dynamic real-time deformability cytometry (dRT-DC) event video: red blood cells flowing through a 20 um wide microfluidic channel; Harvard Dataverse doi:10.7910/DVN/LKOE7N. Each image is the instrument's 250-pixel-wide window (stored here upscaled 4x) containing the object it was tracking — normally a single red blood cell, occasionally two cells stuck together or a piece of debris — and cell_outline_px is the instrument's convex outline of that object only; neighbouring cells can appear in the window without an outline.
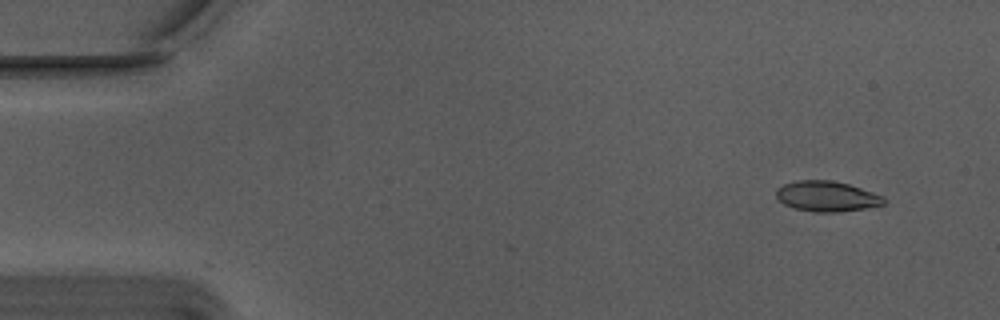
{"species": "Egyptian fruit bat (a non-hibernating species)", "species_latin": "Rousettus aegyptiacus", "temperature_condition": "warm", "stored_images_in_passage": 5, "camera_frame_rate_fps": 3000, "um_per_image_px": 0.085, "animal": {"sex": "male"}, "frame": {"image": 1, "passage_image": 1, "time_ms": 0.0, "image_size_px": [1000, 320], "cell_outline_px": [[884, 204], [864, 208], [840, 212], [816, 212], [796, 208], [784, 204], [776, 196], [776, 188], [784, 184], [796, 180], [832, 180], [848, 184], [884, 196]], "centroid_in_image_um": [70.26, 16.68], "position_along_channel_um": 14.7, "area_um2": 18.9}}